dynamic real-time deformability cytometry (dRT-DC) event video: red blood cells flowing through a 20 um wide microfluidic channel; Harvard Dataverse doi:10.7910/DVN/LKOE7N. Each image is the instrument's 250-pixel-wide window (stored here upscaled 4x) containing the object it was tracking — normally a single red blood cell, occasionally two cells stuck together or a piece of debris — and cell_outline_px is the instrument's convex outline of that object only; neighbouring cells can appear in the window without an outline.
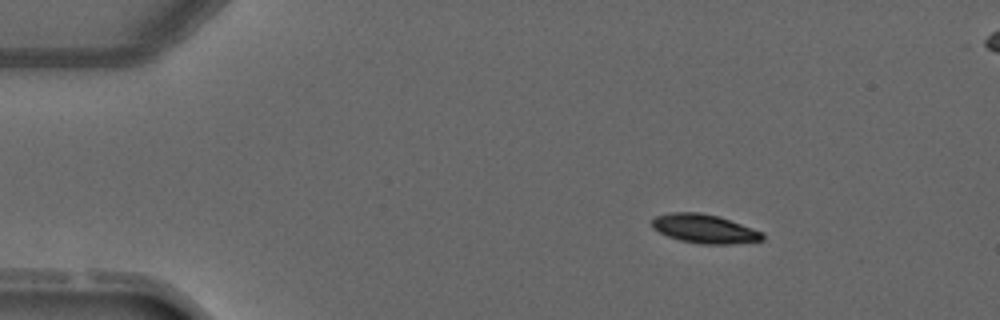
{"species": "common noctule bat (a hibernating species)", "species_latin": "Nyctalus noctula", "temperature_condition": "warm", "stored_images_in_passage": 3, "camera_frame_rate_fps": 3000, "um_per_image_px": 0.085, "animal": {"sex": "male", "forearm_length_mm": 52.5}, "frame": {"image": 1, "passage_image": 1, "time_ms": 0.0, "image_size_px": [1000, 320], "cell_outline_px": [[764, 240], [732, 244], [700, 244], [680, 240], [668, 236], [652, 228], [652, 220], [656, 216], [672, 212], [700, 212], [720, 216], [764, 232]], "centroid_in_image_um": [59.91, 19.44], "position_along_channel_um": 25.1, "area_um2": 18.73}}